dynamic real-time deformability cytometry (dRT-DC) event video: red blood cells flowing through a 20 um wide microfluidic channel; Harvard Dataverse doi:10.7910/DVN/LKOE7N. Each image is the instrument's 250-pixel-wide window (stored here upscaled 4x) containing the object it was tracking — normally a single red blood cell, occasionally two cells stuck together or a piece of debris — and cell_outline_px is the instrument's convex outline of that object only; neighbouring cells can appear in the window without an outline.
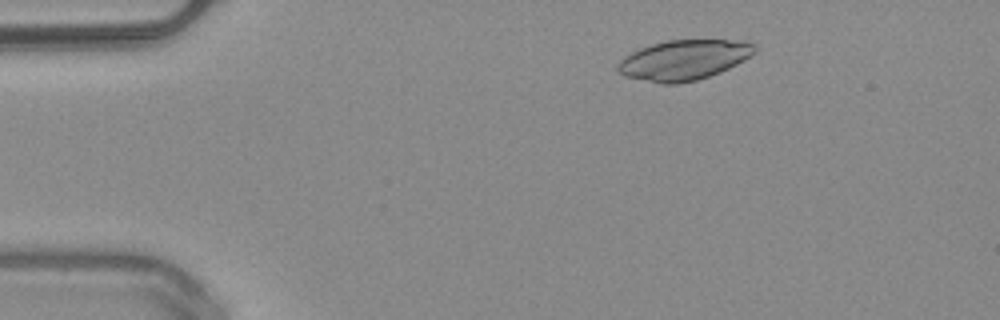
{"species": "common noctule bat (a hibernating species)", "species_latin": "Nyctalus noctula", "temperature_condition": "warm", "stored_images_in_passage": 47, "camera_frame_rate_fps": 3000, "um_per_image_px": 0.085, "animal": {"sex": "male", "body_mass_g": 20.4}, "frame": {"image": 1, "passage_image": 5, "time_ms": 1.333, "image_size_px": [1000, 320], "cell_outline_px": [[756, 52], [744, 60], [720, 72], [696, 80], [676, 84], [660, 84], [624, 76], [616, 68], [616, 64], [624, 56], [640, 48], [664, 40], [744, 40], [752, 44], [756, 48]], "centroid_in_image_um": [58.1, 5.1], "position_along_channel_um": 26.9, "area_um2": 32.02}}
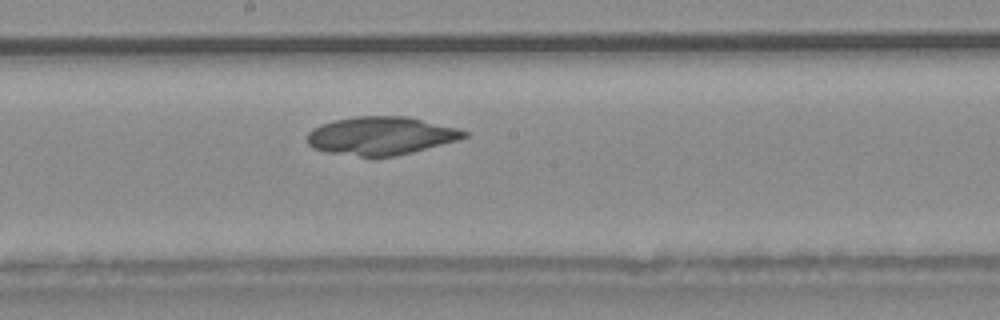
{"frame": {"image": 2, "passage_image": 24, "time_ms": 7.667, "image_size_px": [1000, 320], "cell_outline_px": [[468, 136], [456, 140], [412, 152], [396, 156], [360, 156], [324, 152], [312, 148], [308, 144], [308, 132], [312, 128], [320, 124], [336, 120], [356, 116], [408, 116], [456, 128], [468, 132]], "centroid_in_image_um": [32.33, 11.54], "position_along_channel_um": 215.9, "area_um2": 34.68}}
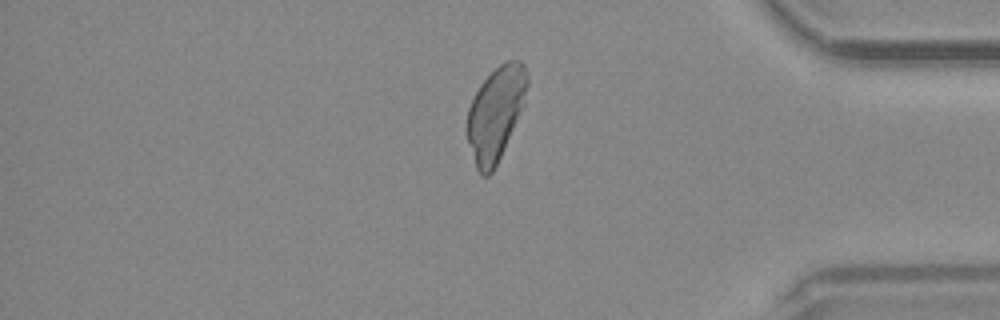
{"frame": {"image": 3, "passage_image": 39, "time_ms": 12.667, "image_size_px": [1000, 320], "cell_outline_px": [[528, 84], [524, 104], [500, 156], [492, 172], [488, 176], [480, 176], [476, 168], [468, 140], [468, 108], [480, 84], [504, 60], [520, 60], [524, 64], [528, 80]], "centroid_in_image_um": [42.14, 9.62], "position_along_channel_um": 393.1, "area_um2": 32.19}}